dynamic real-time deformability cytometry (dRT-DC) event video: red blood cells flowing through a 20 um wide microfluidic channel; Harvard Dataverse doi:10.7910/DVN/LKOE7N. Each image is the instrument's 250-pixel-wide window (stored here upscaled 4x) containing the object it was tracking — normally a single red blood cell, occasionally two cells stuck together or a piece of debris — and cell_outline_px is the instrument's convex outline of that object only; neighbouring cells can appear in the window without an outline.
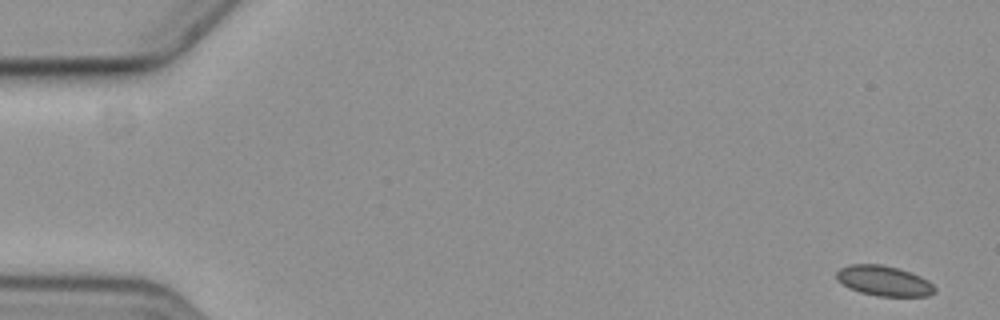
{"species": "common noctule bat (a hibernating species)", "species_latin": "Nyctalus noctula", "temperature_condition": "cold", "stored_images_in_passage": 5, "camera_frame_rate_fps": 3000, "um_per_image_px": 0.085, "animal": {"sex": "female", "body_mass_g": 19.3, "forearm_length_mm": 54.1}, "frame": {"image": 1, "passage_image": 1, "time_ms": 0.0, "image_size_px": [1000, 320], "cell_outline_px": [[936, 292], [928, 296], [876, 296], [860, 292], [848, 288], [836, 280], [836, 272], [840, 268], [848, 264], [880, 264], [896, 268], [920, 276], [928, 280], [936, 288]], "centroid_in_image_um": [75.1, 23.88], "position_along_channel_um": 9.9, "area_um2": 17.34}}